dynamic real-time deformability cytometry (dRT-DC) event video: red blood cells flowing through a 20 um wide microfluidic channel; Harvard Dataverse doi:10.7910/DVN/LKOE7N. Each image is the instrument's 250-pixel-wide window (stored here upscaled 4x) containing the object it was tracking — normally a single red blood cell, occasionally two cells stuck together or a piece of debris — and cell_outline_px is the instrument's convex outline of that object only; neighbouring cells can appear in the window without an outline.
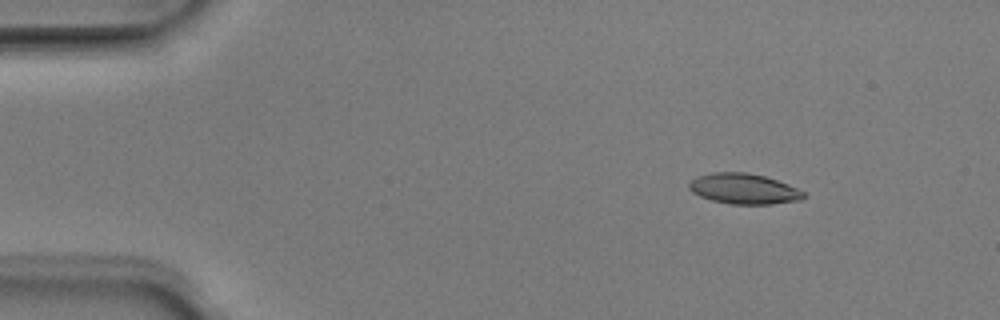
{"species": "Egyptian fruit bat (a non-hibernating species)", "species_latin": "Rousettus aegyptiacus", "temperature_condition": "room temperature", "stored_images_in_passage": 5, "camera_frame_rate_fps": 3000, "um_per_image_px": 0.085, "animal": {"sex": "male"}, "frame": {"image": 1, "passage_image": 1, "time_ms": 0.0, "image_size_px": [1000, 320], "cell_outline_px": [[804, 196], [800, 200], [772, 204], [732, 204], [712, 200], [700, 196], [692, 192], [688, 188], [688, 184], [696, 176], [712, 172], [748, 172], [764, 176], [788, 184], [804, 192]], "centroid_in_image_um": [63.19, 16.04], "position_along_channel_um": 21.8, "area_um2": 20.29}}
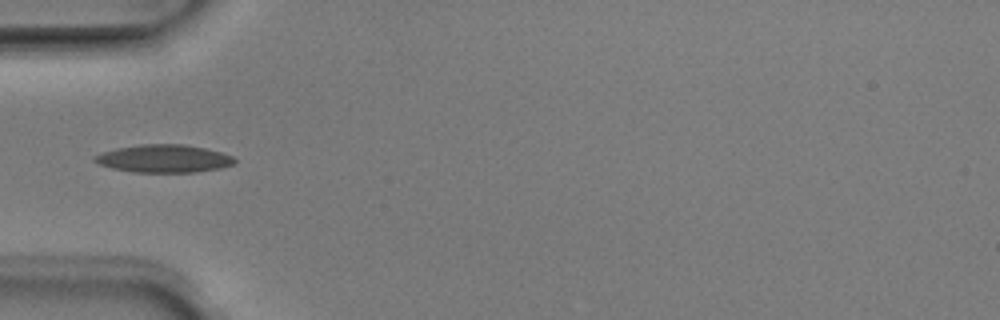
{"frame": {"image": 2, "passage_image": 4, "time_ms": 1.0, "image_size_px": [1000, 320], "cell_outline_px": [[236, 164], [220, 168], [196, 172], [132, 172], [112, 168], [100, 164], [92, 160], [92, 156], [116, 148], [140, 144], [184, 144], [204, 148], [220, 152], [232, 156], [236, 160]], "centroid_in_image_um": [13.92, 13.48], "position_along_channel_um": 71.1, "area_um2": 22.72}}
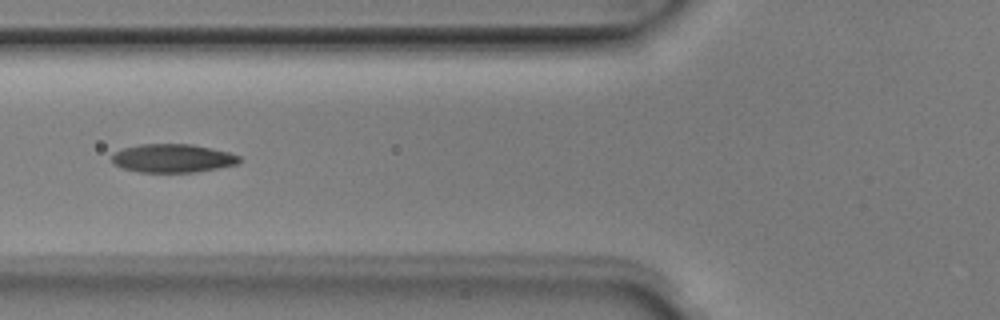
{"frame": {"image": 3, "passage_image": 5, "time_ms": 1.333, "image_size_px": [1000, 320], "cell_outline_px": [[240, 164], [196, 172], [140, 172], [124, 168], [112, 164], [112, 156], [116, 152], [124, 148], [140, 144], [192, 144], [228, 152], [240, 156]], "centroid_in_image_um": [14.7, 13.45], "position_along_channel_um": 111.1, "area_um2": 21.1}}